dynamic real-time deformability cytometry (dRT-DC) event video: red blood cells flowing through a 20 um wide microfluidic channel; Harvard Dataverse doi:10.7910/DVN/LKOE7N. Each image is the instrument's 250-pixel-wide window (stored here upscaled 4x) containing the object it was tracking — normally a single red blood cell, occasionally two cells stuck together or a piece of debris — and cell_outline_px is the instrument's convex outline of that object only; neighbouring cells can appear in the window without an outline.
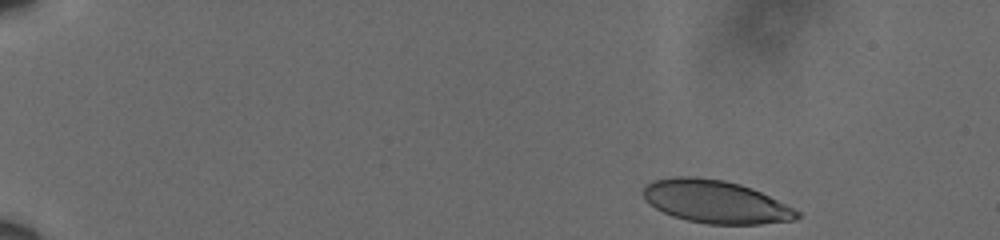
{"species": "human", "species_latin": "Homo sapiens", "temperature_condition": "cold", "stored_images_in_passage": 40, "camera_frame_rate_fps": 3000, "um_per_image_px": 0.085, "donor": {"sex": "male"}, "frame": {"image": 1, "passage_image": 1, "time_ms": 0.0, "image_size_px": [1000, 240], "cell_outline_px": [[800, 216], [796, 220], [760, 224], [708, 224], [688, 220], [672, 216], [648, 204], [644, 200], [640, 192], [644, 184], [652, 180], [676, 176], [696, 176], [724, 180], [740, 184], [752, 188], [800, 212]], "centroid_in_image_um": [60.74, 17.13], "position_along_channel_um": 24.3, "area_um2": 38.61}}
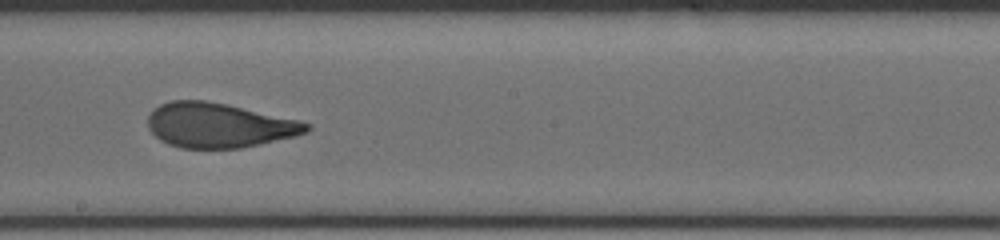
{"frame": {"image": 2, "passage_image": 21, "time_ms": 6.667, "image_size_px": [1000, 240], "cell_outline_px": [[312, 128], [308, 132], [296, 136], [260, 144], [240, 148], [180, 148], [168, 144], [160, 140], [148, 128], [148, 116], [160, 104], [172, 100], [204, 100], [228, 104], [300, 120], [312, 124]], "centroid_in_image_um": [18.65, 10.65], "position_along_channel_um": 229.6, "area_um2": 41.5}}
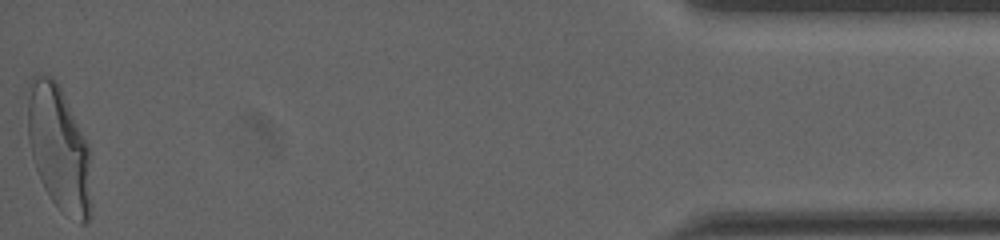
{"frame": {"image": 3, "passage_image": 40, "time_ms": 13.0, "image_size_px": [1000, 240], "cell_outline_px": [[92, 216], [88, 224], [80, 224], [64, 216], [60, 212], [44, 188], [40, 180], [32, 156], [28, 140], [28, 100], [32, 76], [36, 72], [52, 76], [56, 80], [88, 144], [92, 204]], "centroid_in_image_um": [5.03, 12.71], "position_along_channel_um": 430.2, "area_um2": 46.93}}